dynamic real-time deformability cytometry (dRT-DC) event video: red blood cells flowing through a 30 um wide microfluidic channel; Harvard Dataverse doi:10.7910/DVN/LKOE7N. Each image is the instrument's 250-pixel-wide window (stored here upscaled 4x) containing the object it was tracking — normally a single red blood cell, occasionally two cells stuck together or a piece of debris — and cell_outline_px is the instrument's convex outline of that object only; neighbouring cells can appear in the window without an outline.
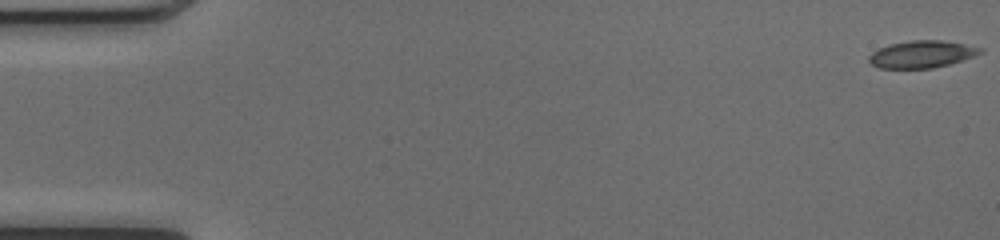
{"species": "common noctule bat (a hibernating species)", "species_latin": "Nyctalus noctula", "temperature_condition": "cold", "stored_images_in_passage": 51, "camera_frame_rate_fps": 3000, "um_per_image_px": 0.085, "animal": {"sex": "female", "body_mass_g": 17.0, "forearm_length_mm": 48.0}, "frame": {"image": 1, "passage_image": 1, "time_ms": 0.0, "image_size_px": [1000, 240], "cell_outline_px": [[984, 52], [976, 56], [948, 64], [932, 68], [880, 68], [872, 64], [868, 60], [868, 56], [872, 52], [888, 44], [912, 40], [940, 40], [964, 44], [984, 48]], "centroid_in_image_um": [78.37, 4.6], "position_along_channel_um": 6.6, "area_um2": 17.63}}
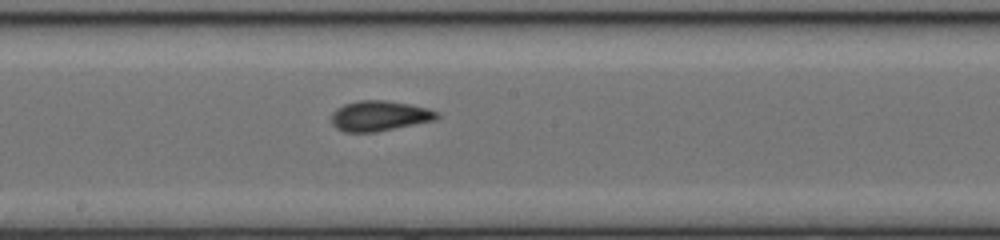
{"frame": {"image": 2, "passage_image": 28, "time_ms": 9.0, "image_size_px": [1000, 240], "cell_outline_px": [[440, 116], [436, 120], [376, 132], [344, 132], [336, 128], [332, 124], [332, 112], [336, 108], [344, 104], [360, 100], [384, 100], [408, 104], [428, 108], [436, 112]], "centroid_in_image_um": [32.23, 9.85], "position_along_channel_um": 216.0, "area_um2": 18.61}}
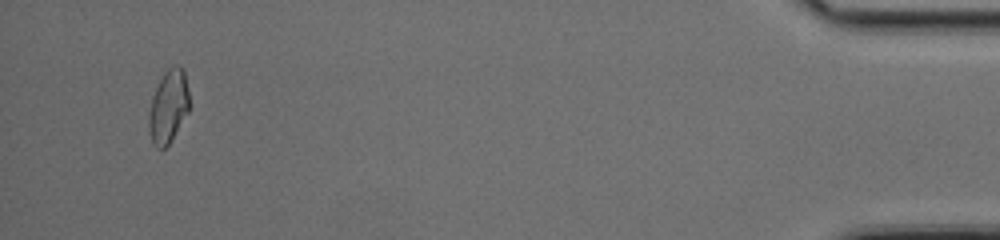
{"frame": {"image": 3, "passage_image": 49, "time_ms": 16.0, "image_size_px": [1000, 240], "cell_outline_px": [[188, 112], [168, 144], [164, 148], [156, 148], [152, 144], [148, 128], [148, 112], [152, 96], [164, 72], [172, 64], [180, 64], [184, 68], [188, 92]], "centroid_in_image_um": [14.29, 9.02], "position_along_channel_um": 420.9, "area_um2": 17.28}, "authors_computed_cell_mechanics": {"area_um2": 17.8602, "velocity_mm_per_s": 4.0967, "shape_relaxation_time_tau1_ms": 5.6374, "shape_relaxation_time_tau2_ms": 2.6862, "deformation_change_tau1": 0.1257, "deformation_change_tau2": 0.0609}}